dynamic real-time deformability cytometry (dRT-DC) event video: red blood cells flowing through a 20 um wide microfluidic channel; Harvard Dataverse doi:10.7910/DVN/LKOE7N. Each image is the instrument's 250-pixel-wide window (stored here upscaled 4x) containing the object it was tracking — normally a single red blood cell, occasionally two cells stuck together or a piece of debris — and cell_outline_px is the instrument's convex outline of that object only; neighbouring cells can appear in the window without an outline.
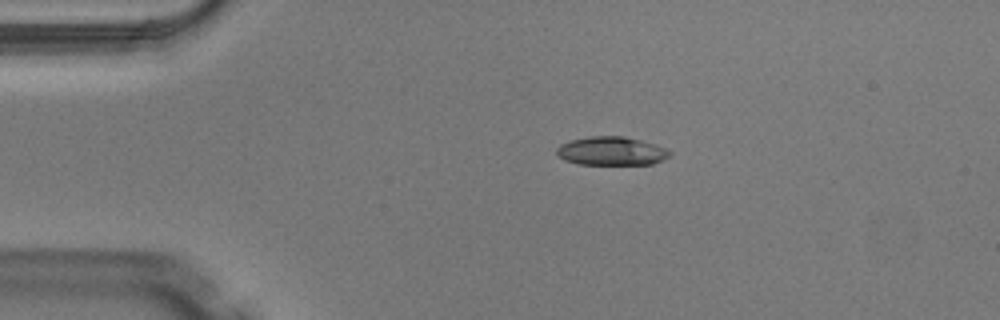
{"species": "Egyptian fruit bat (a non-hibernating species)", "species_latin": "Rousettus aegyptiacus", "temperature_condition": "warm", "stored_images_in_passage": 4, "camera_frame_rate_fps": 3000, "um_per_image_px": 0.085, "animal": {"sex": "male"}, "frame": {"image": 1, "passage_image": 3, "time_ms": 0.667, "image_size_px": [1000, 320], "cell_outline_px": [[672, 156], [652, 164], [576, 164], [564, 160], [556, 156], [556, 148], [560, 144], [572, 140], [592, 136], [624, 136], [656, 144], [672, 152]], "centroid_in_image_um": [51.96, 12.84], "position_along_channel_um": 33.0, "area_um2": 18.96}}